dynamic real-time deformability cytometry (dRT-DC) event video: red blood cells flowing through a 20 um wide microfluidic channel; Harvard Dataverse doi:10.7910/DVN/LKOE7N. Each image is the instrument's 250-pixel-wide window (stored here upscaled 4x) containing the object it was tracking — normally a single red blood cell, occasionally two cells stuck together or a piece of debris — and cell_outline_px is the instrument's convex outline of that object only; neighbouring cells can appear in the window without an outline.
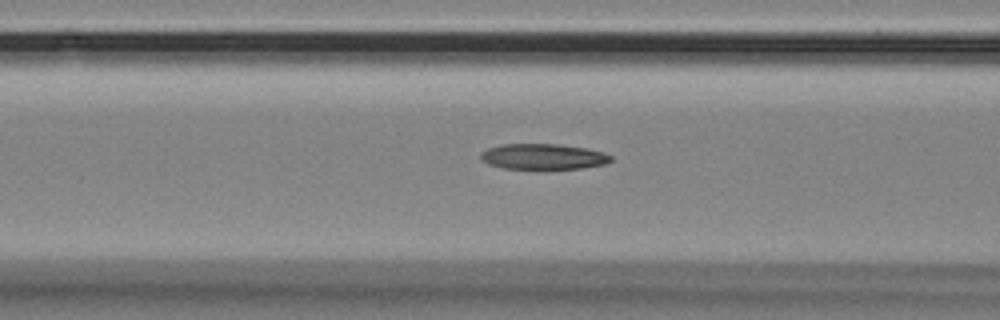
{"species": "Egyptian fruit bat (a non-hibernating species)", "species_latin": "Rousettus aegyptiacus", "temperature_condition": "room temperature", "stored_images_in_passage": 41, "camera_frame_rate_fps": 3000, "um_per_image_px": 0.085, "animal": {"sex": "female"}, "frame": {"image": 1, "passage_image": 7, "time_ms": 2.0, "image_size_px": [1000, 320], "cell_outline_px": [[612, 160], [604, 164], [580, 168], [540, 172], [504, 168], [488, 164], [480, 160], [480, 152], [488, 148], [504, 144], [560, 144], [588, 148], [604, 152], [612, 156]], "centroid_in_image_um": [46.16, 13.35], "position_along_channel_um": 120.4, "area_um2": 20.46}}
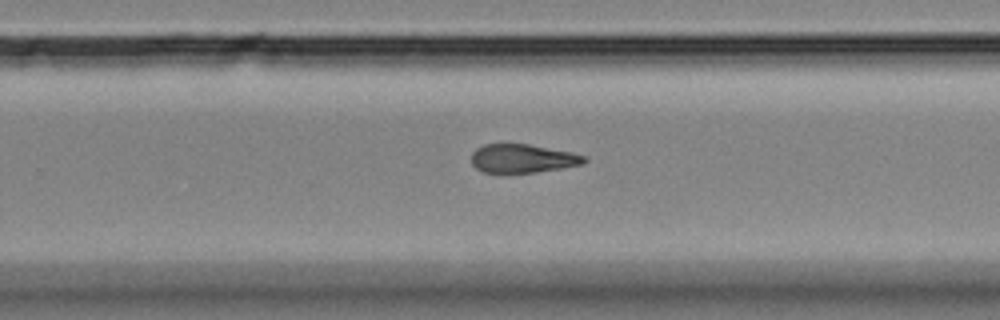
{"frame": {"image": 2, "passage_image": 21, "time_ms": 6.667, "image_size_px": [1000, 320], "cell_outline_px": [[588, 160], [584, 164], [536, 172], [484, 172], [476, 168], [472, 164], [472, 152], [476, 148], [484, 144], [528, 144], [572, 152], [584, 156]], "centroid_in_image_um": [44.43, 13.46], "position_along_channel_um": 285.4, "area_um2": 18.67}}
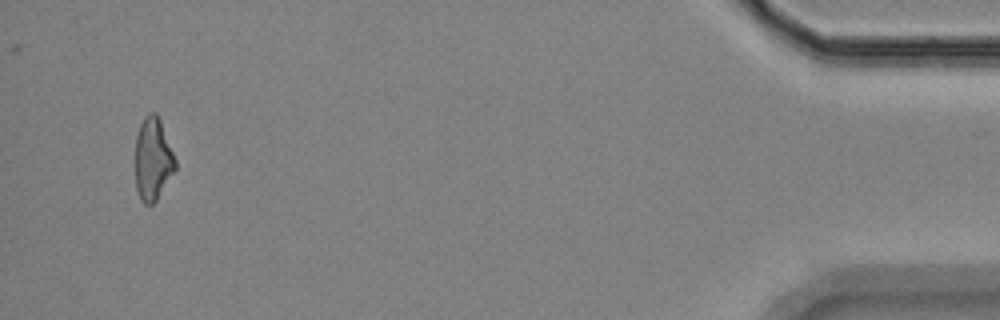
{"frame": {"image": 3, "passage_image": 39, "time_ms": 12.667, "image_size_px": [1000, 320], "cell_outline_px": [[176, 168], [156, 200], [152, 204], [144, 204], [140, 200], [136, 188], [136, 136], [140, 124], [144, 116], [148, 112], [156, 112], [160, 120], [176, 160]], "centroid_in_image_um": [12.98, 13.51], "position_along_channel_um": 422.2, "area_um2": 19.13}, "authors_computed_cell_mechanics": {"area_um2": 19.8832, "velocity_mm_per_s": 3.5443, "shape_relaxation_time_tau1_ms": 9.4454, "shape_relaxation_time_tau2_ms": 4.9822, "deformation_change_tau1": 0.2204, "deformation_change_tau2": 0.148}}